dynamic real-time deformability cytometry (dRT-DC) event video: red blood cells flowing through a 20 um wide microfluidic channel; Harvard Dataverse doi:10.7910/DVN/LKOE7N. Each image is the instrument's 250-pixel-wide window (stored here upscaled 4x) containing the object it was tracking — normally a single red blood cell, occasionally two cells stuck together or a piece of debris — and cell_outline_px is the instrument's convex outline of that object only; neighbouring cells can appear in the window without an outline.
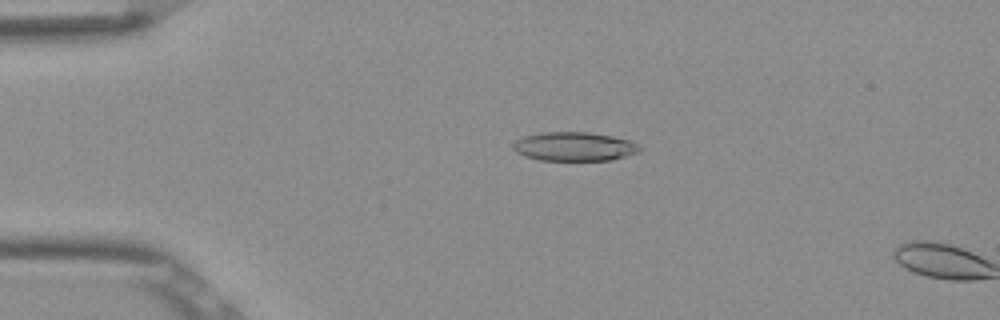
{"species": "Egyptian fruit bat (a non-hibernating species)", "species_latin": "Rousettus aegyptiacus", "temperature_condition": "room temperature", "stored_images_in_passage": 14, "camera_frame_rate_fps": 3000, "um_per_image_px": 0.085, "frame": {"image": 1, "passage_image": 12, "time_ms": 3.667, "image_size_px": [1000, 320], "cell_outline_px": [[644, 148], [640, 152], [612, 160], [540, 160], [524, 156], [516, 152], [512, 148], [512, 144], [516, 140], [524, 136], [544, 132], [588, 132], [612, 136], [628, 140]], "centroid_in_image_um": [48.82, 12.46], "position_along_channel_um": 36.2, "area_um2": 21.39}}